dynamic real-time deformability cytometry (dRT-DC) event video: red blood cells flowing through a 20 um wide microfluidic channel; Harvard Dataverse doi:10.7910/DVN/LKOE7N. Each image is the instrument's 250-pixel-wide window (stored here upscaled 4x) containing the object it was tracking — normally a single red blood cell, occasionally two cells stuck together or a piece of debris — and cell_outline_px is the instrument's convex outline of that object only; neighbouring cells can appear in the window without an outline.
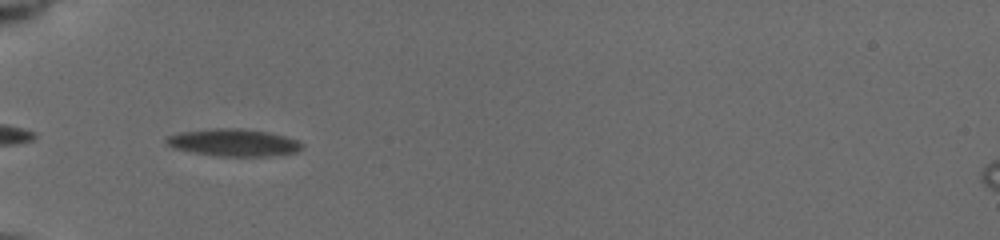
{"species": "common noctule bat (a hibernating species)", "species_latin": "Nyctalus noctula", "temperature_condition": "cold", "stored_images_in_passage": 11, "camera_frame_rate_fps": 3000, "um_per_image_px": 0.085, "animal": {"sex": "female", "body_mass_g": 19.5, "forearm_length_mm": 54.1}, "frame": {"image": 1, "passage_image": 1, "time_ms": 0.0, "image_size_px": [1000, 240], "cell_outline_px": [[304, 148], [296, 152], [268, 156], [220, 156], [172, 148], [164, 144], [164, 140], [168, 136], [180, 132], [216, 128], [240, 128], [268, 132], [300, 140]], "centroid_in_image_um": [19.86, 12.11], "position_along_channel_um": 65.1, "area_um2": 21.56}}
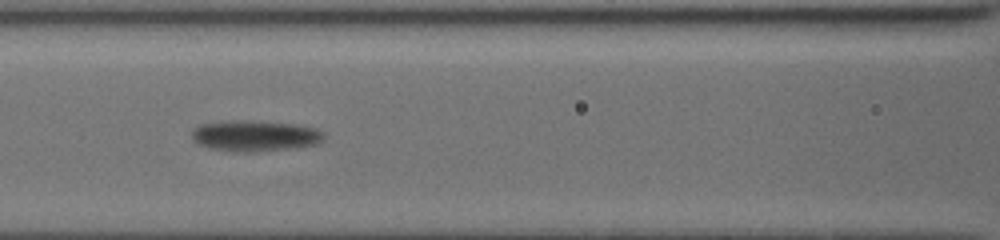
{"frame": {"image": 2, "passage_image": 8, "time_ms": 2.333, "image_size_px": [1000, 240], "cell_outline_px": [[324, 136], [320, 144], [296, 148], [256, 152], [232, 152], [208, 148], [196, 144], [192, 140], [192, 132], [200, 124], [232, 120], [244, 120], [296, 124], [316, 128]], "centroid_in_image_um": [21.66, 11.56], "position_along_channel_um": 144.9, "area_um2": 24.16}}
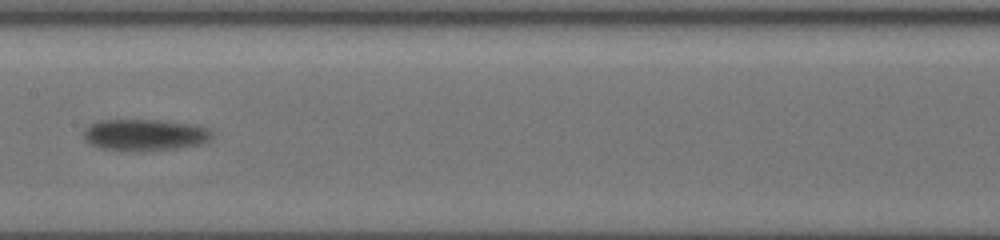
{"frame": {"image": 3, "passage_image": 10, "time_ms": 3.667, "image_size_px": [1000, 240], "cell_outline_px": [[212, 140], [204, 144], [180, 148], [136, 152], [120, 152], [100, 148], [84, 140], [84, 128], [88, 124], [100, 120], [156, 120], [188, 124], [208, 128], [212, 132]], "centroid_in_image_um": [12.29, 11.5], "position_along_channel_um": 195.1, "area_um2": 24.16}}